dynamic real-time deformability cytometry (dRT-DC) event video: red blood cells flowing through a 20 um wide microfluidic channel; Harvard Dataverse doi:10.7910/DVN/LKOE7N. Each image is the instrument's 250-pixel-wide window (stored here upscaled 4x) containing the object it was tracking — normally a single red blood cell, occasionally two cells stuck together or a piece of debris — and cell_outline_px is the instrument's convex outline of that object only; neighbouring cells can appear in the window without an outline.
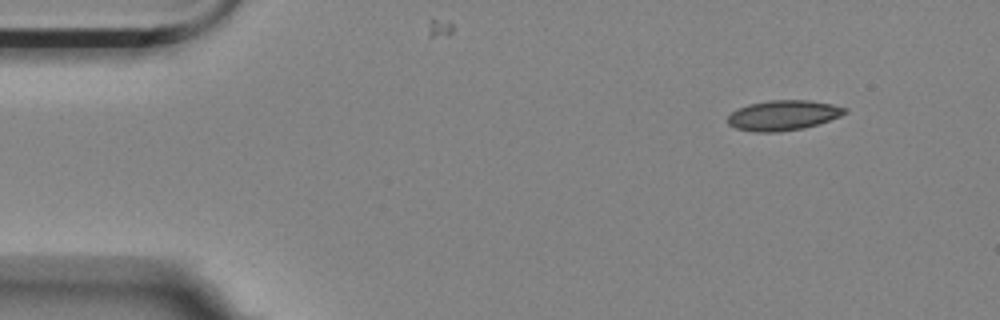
{"species": "Egyptian fruit bat (a non-hibernating species)", "species_latin": "Rousettus aegyptiacus", "temperature_condition": "room temperature", "stored_images_in_passage": 51, "camera_frame_rate_fps": 3000, "um_per_image_px": 0.085, "animal": {"sex": "female"}, "frame": {"image": 1, "passage_image": 1, "time_ms": 0.0, "image_size_px": [1000, 320], "cell_outline_px": [[848, 112], [840, 116], [804, 128], [776, 132], [756, 132], [736, 128], [728, 124], [728, 116], [732, 112], [748, 104], [768, 100], [808, 100], [832, 104], [848, 108]], "centroid_in_image_um": [66.58, 9.79], "position_along_channel_um": 18.4, "area_um2": 20.4}}
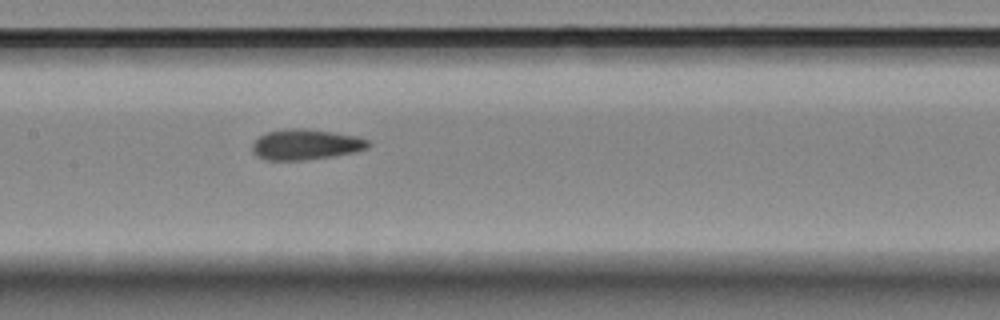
{"frame": {"image": 2, "passage_image": 22, "time_ms": 7.0, "image_size_px": [1000, 320], "cell_outline_px": [[372, 144], [368, 148], [356, 152], [332, 156], [300, 160], [268, 160], [256, 156], [252, 152], [252, 144], [264, 132], [288, 128], [304, 128], [332, 132], [356, 136], [368, 140]], "centroid_in_image_um": [25.98, 12.27], "position_along_channel_um": 181.4, "area_um2": 20.69}}
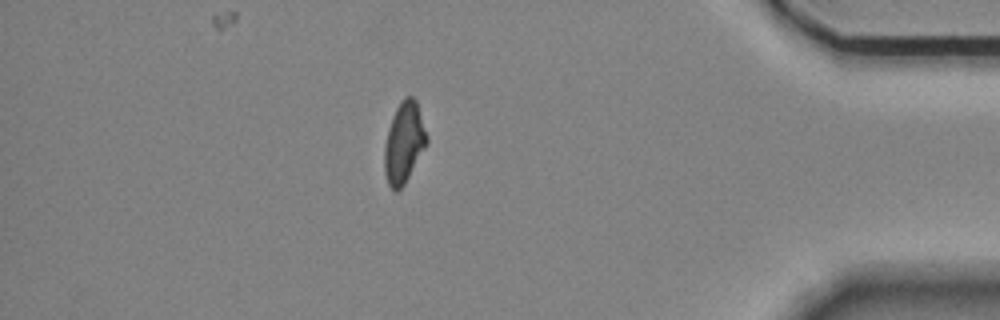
{"frame": {"image": 3, "passage_image": 44, "time_ms": 14.333, "image_size_px": [1000, 320], "cell_outline_px": [[428, 144], [404, 184], [396, 192], [388, 184], [384, 172], [384, 148], [392, 116], [400, 100], [404, 96], [412, 96], [416, 100], [428, 136]], "centroid_in_image_um": [34.35, 12.11], "position_along_channel_um": 400.8, "area_um2": 20.0}, "authors_computed_cell_mechanics": {"area_um2": 20.519, "velocity_mm_per_s": 3.5263, "shape_relaxation_time_tau1_ms": null, "shape_relaxation_time_tau2_ms": 3.0451, "deformation_change_tau1": null, "deformation_change_tau2": 0.0954}}